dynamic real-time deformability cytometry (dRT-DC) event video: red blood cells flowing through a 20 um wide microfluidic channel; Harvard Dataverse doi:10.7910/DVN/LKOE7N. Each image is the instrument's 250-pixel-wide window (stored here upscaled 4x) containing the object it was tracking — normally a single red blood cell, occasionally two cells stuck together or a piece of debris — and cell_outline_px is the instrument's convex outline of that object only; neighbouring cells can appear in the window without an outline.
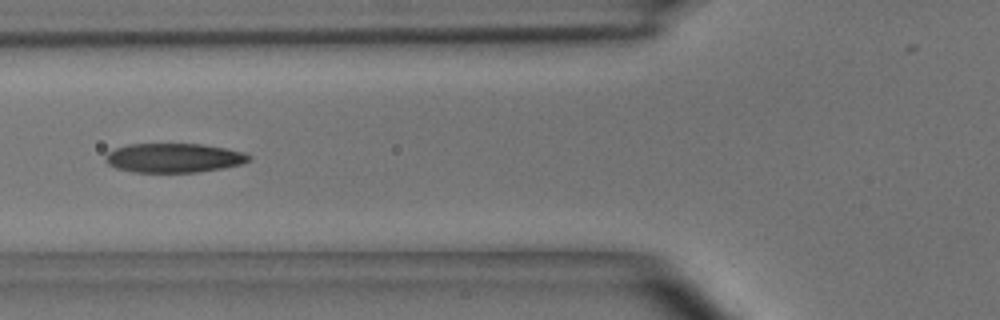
{"species": "common noctule bat (a hibernating species)", "species_latin": "Nyctalus noctula", "temperature_condition": "room temperature", "stored_images_in_passage": 4, "camera_frame_rate_fps": 3000, "um_per_image_px": 0.085, "animal": {"sex": "male", "body_mass_g": 15.6}, "frame": {"image": 1, "passage_image": 4, "time_ms": 1.0, "image_size_px": [1000, 320], "cell_outline_px": [[252, 160], [240, 164], [224, 168], [196, 172], [132, 172], [116, 168], [108, 164], [104, 160], [104, 156], [108, 152], [116, 148], [128, 144], [204, 144], [244, 152], [252, 156]], "centroid_in_image_um": [14.77, 13.42], "position_along_channel_um": 111.0, "area_um2": 24.57}}